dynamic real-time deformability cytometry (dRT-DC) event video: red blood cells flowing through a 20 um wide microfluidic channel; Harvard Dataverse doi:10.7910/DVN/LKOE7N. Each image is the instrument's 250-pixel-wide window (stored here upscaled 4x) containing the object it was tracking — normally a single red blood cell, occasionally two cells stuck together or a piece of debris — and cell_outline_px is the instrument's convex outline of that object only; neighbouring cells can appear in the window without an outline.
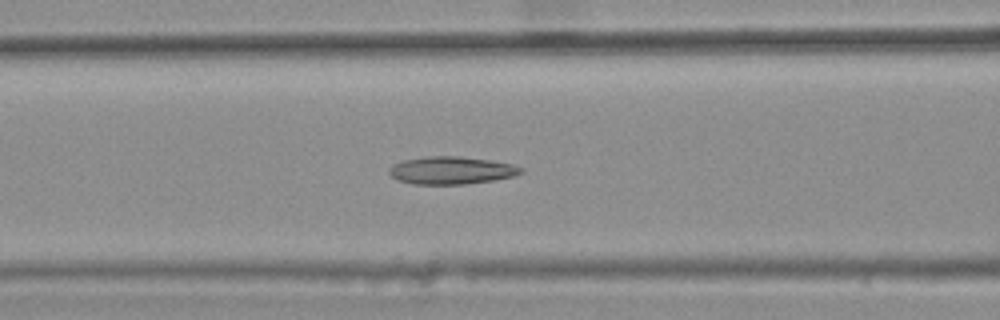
{"species": "common noctule bat (a hibernating species)", "species_latin": "Nyctalus noctula", "temperature_condition": "warm", "stored_images_in_passage": 34, "camera_frame_rate_fps": 3000, "um_per_image_px": 0.085, "animal": {"sex": "female", "body_mass_g": 25.1}, "frame": {"image": 1, "passage_image": 14, "time_ms": 4.333, "image_size_px": [1000, 320], "cell_outline_px": [[524, 172], [512, 176], [492, 180], [464, 184], [412, 184], [400, 180], [392, 176], [388, 172], [388, 168], [392, 164], [404, 160], [428, 156], [456, 156], [488, 160], [512, 164], [524, 168]], "centroid_in_image_um": [38.34, 14.48], "position_along_channel_um": 128.3, "area_um2": 21.04}}
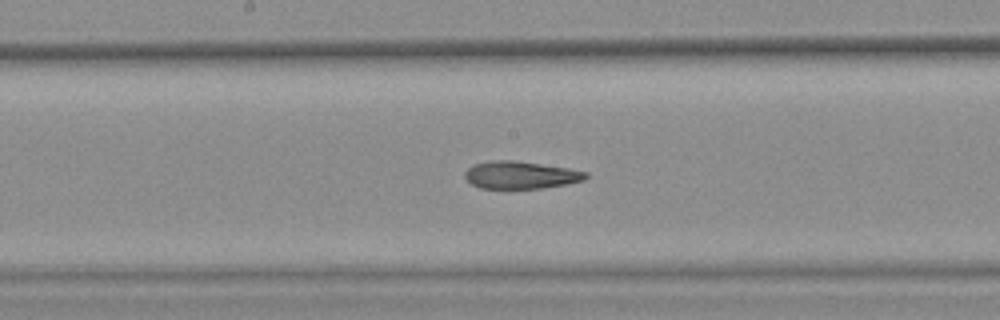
{"frame": {"image": 2, "passage_image": 20, "time_ms": 6.333, "image_size_px": [1000, 320], "cell_outline_px": [[588, 176], [584, 180], [564, 184], [540, 188], [480, 188], [472, 184], [464, 176], [464, 172], [472, 164], [492, 160], [512, 160], [568, 168], [588, 172]], "centroid_in_image_um": [44.22, 14.87], "position_along_channel_um": 204.0, "area_um2": 19.19}}
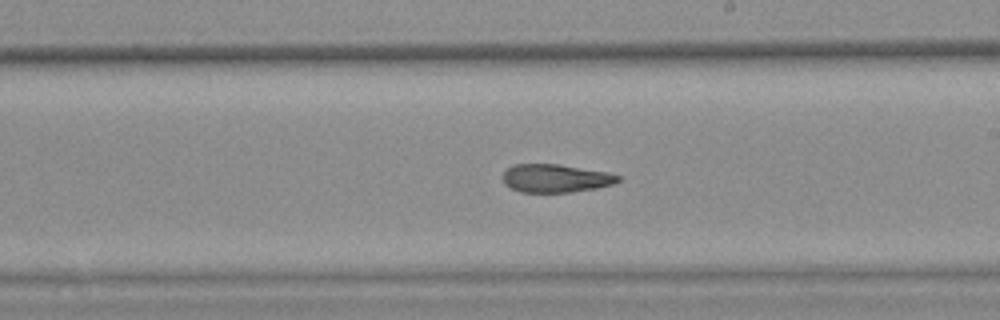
{"frame": {"image": 3, "passage_image": 23, "time_ms": 7.333, "image_size_px": [1000, 320], "cell_outline_px": [[620, 180], [616, 184], [596, 188], [572, 192], [520, 192], [504, 184], [500, 176], [512, 164], [560, 164], [608, 172], [620, 176]], "centroid_in_image_um": [47.22, 15.15], "position_along_channel_um": 241.8, "area_um2": 19.19}, "authors_computed_cell_mechanics": {"area_um2": 20.4901, "velocity_mm_per_s": 3.7949, "shape_relaxation_time_tau1_ms": null, "shape_relaxation_time_tau2_ms": 2.2664, "deformation_change_tau1": null, "deformation_change_tau2": 0.106}}